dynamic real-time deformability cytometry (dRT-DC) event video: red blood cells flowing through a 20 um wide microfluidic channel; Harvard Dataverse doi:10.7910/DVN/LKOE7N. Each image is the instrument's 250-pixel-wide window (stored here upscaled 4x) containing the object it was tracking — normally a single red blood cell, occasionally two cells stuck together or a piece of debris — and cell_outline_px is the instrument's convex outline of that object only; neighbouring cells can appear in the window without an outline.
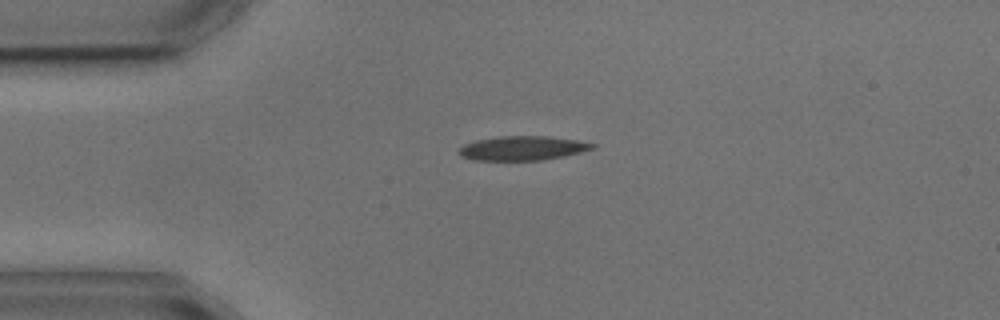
{"species": "common noctule bat (a hibernating species)", "species_latin": "Nyctalus noctula", "temperature_condition": "cold", "stored_images_in_passage": 6, "camera_frame_rate_fps": 3000, "um_per_image_px": 0.085, "animal": {"sex": "male", "body_mass_g": 17.9, "forearm_length_mm": 54.2}, "frame": {"image": 1, "passage_image": 1, "time_ms": 0.0, "image_size_px": [1000, 320], "cell_outline_px": [[596, 148], [564, 156], [540, 160], [472, 160], [460, 156], [460, 148], [464, 144], [476, 140], [500, 136], [548, 136], [576, 140], [596, 144]], "centroid_in_image_um": [44.42, 12.59], "position_along_channel_um": 40.6, "area_um2": 18.79}}
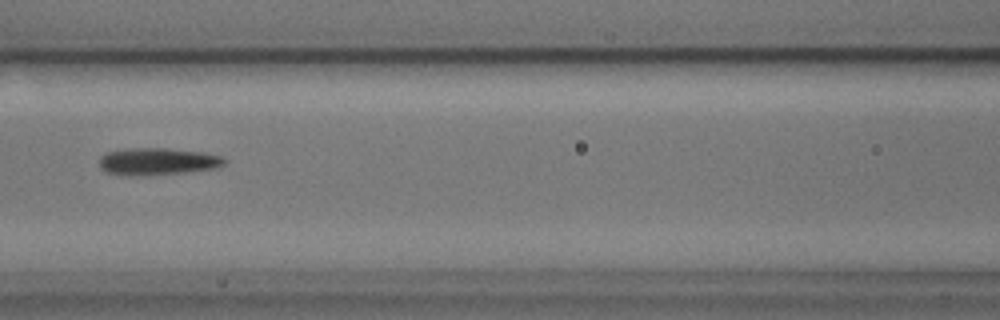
{"frame": {"image": 2, "passage_image": 4, "time_ms": 3.667, "image_size_px": [1000, 320], "cell_outline_px": [[228, 160], [224, 164], [216, 168], [188, 172], [148, 176], [128, 176], [104, 172], [100, 168], [100, 156], [108, 152], [136, 148], [164, 148], [204, 152], [224, 156]], "centroid_in_image_um": [13.43, 13.74], "position_along_channel_um": 153.2, "area_um2": 20.11}}
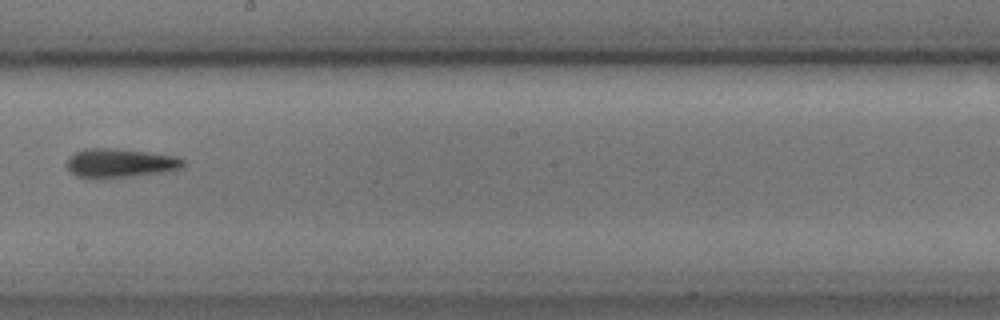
{"frame": {"image": 3, "passage_image": 6, "time_ms": 6.0, "image_size_px": [1000, 320], "cell_outline_px": [[184, 164], [180, 168], [160, 172], [128, 176], [76, 176], [64, 164], [76, 152], [88, 148], [120, 148], [176, 156], [184, 160]], "centroid_in_image_um": [10.22, 13.81], "position_along_channel_um": 238.0, "area_um2": 18.9}}